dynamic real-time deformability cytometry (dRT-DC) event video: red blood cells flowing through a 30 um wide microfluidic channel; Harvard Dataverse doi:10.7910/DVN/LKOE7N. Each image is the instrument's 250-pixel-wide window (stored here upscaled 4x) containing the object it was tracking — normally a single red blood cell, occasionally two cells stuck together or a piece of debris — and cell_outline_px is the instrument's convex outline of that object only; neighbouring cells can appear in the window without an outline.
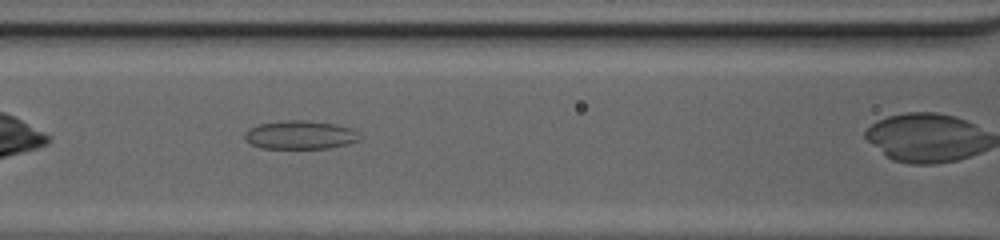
{"species": "common noctule bat (a hibernating species)", "species_latin": "Nyctalus noctula", "temperature_condition": "cold", "stored_images_in_passage": 26, "camera_frame_rate_fps": 3000, "um_per_image_px": 0.085, "animal": {"sex": "female", "body_mass_g": 20.0, "forearm_length_mm": 54.0}, "frame": {"image": 1, "passage_image": 8, "time_ms": 2.333, "image_size_px": [1000, 240], "cell_outline_px": [[360, 140], [328, 148], [260, 148], [252, 144], [244, 136], [244, 132], [248, 128], [260, 124], [288, 120], [308, 120], [336, 124], [352, 128], [360, 136]], "centroid_in_image_um": [25.51, 11.46], "position_along_channel_um": 141.1, "area_um2": 18.96}}
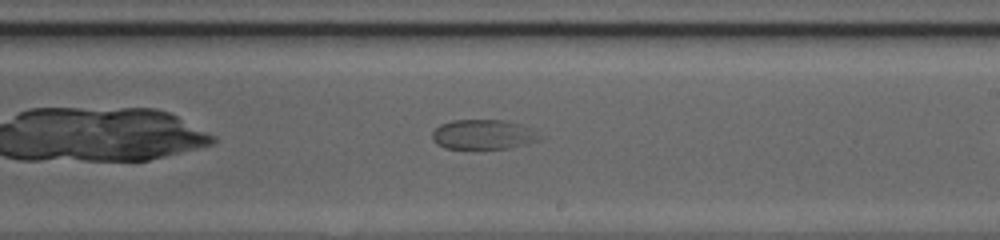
{"frame": {"image": 2, "passage_image": 16, "time_ms": 5.0, "image_size_px": [1000, 240], "cell_outline_px": [[544, 136], [540, 140], [508, 148], [444, 148], [436, 144], [432, 140], [432, 132], [440, 124], [452, 120], [504, 120], [520, 124], [532, 128]], "centroid_in_image_um": [41.09, 11.42], "position_along_channel_um": 247.9, "area_um2": 18.73}}
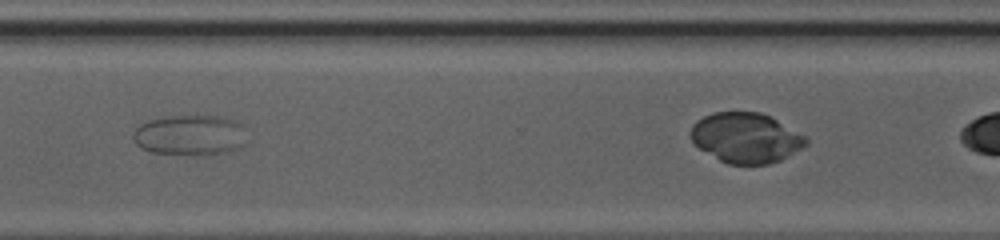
{"frame": {"image": 3, "passage_image": 24, "time_ms": 7.667, "image_size_px": [1000, 240], "cell_outline_px": [[248, 140], [244, 144], [236, 148], [224, 152], [204, 156], [196, 156], [152, 152], [136, 144], [132, 136], [136, 128], [140, 124], [148, 120], [164, 116], [216, 116], [244, 124]], "centroid_in_image_um": [16.17, 11.5], "position_along_channel_um": 354.4, "area_um2": 27.11}}